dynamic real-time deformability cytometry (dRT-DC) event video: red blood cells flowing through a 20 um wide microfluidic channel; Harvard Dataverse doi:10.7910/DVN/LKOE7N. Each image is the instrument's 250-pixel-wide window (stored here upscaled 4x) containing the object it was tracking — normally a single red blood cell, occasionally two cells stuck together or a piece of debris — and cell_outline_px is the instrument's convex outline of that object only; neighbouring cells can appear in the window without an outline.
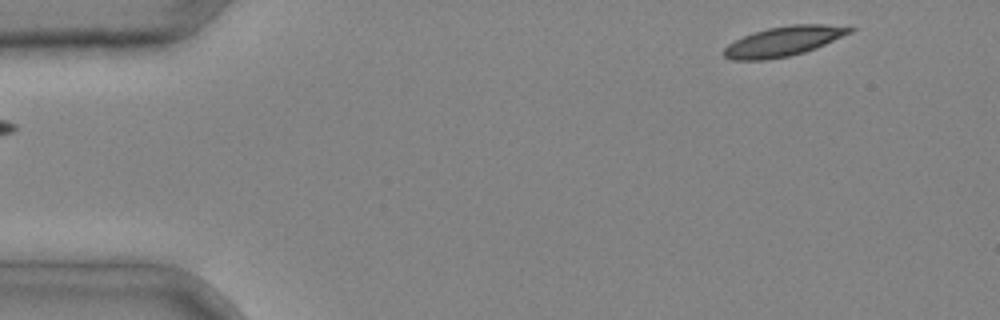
{"species": "common noctule bat (a hibernating species)", "species_latin": "Nyctalus noctula", "temperature_condition": "cold", "stored_images_in_passage": 3, "segment_of_instrument_passage": [2, 2], "camera_frame_rate_fps": 3000, "um_per_image_px": 0.085, "animal": {"sex": "male", "body_mass_g": 20.4}, "frame": {"image": 1, "passage_image": 3, "time_ms": 0.667, "image_size_px": [1000, 320], "cell_outline_px": [[856, 28], [852, 32], [816, 48], [804, 52], [788, 56], [764, 60], [732, 60], [724, 56], [724, 48], [728, 44], [744, 36], [768, 28], [792, 24], [824, 24]], "centroid_in_image_um": [66.61, 3.51], "position_along_channel_um": 18.4, "area_um2": 21.56}}